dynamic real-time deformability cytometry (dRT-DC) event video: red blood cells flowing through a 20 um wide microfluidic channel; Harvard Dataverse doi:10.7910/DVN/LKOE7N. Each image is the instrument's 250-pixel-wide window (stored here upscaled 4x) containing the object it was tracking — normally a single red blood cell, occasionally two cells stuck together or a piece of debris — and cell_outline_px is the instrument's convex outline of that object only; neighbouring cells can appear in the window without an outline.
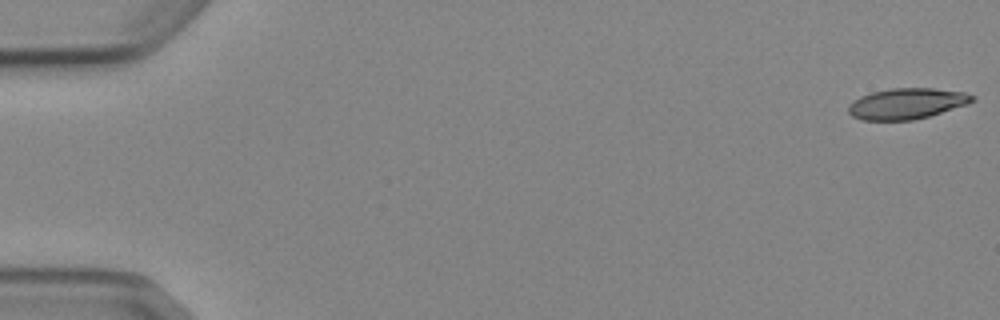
{"species": "Egyptian fruit bat (a non-hibernating species)", "species_latin": "Rousettus aegyptiacus", "temperature_condition": "cold", "stored_images_in_passage": 6, "camera_frame_rate_fps": 3000, "um_per_image_px": 0.085, "animal": {"sex": "female"}, "frame": {"image": 1, "passage_image": 1, "time_ms": 0.0, "image_size_px": [1000, 320], "cell_outline_px": [[976, 100], [968, 104], [928, 116], [912, 120], [860, 120], [852, 116], [848, 112], [848, 104], [860, 96], [872, 92], [892, 88], [932, 88], [964, 92], [976, 96]], "centroid_in_image_um": [77.07, 8.8], "position_along_channel_um": 7.9, "area_um2": 22.31}}
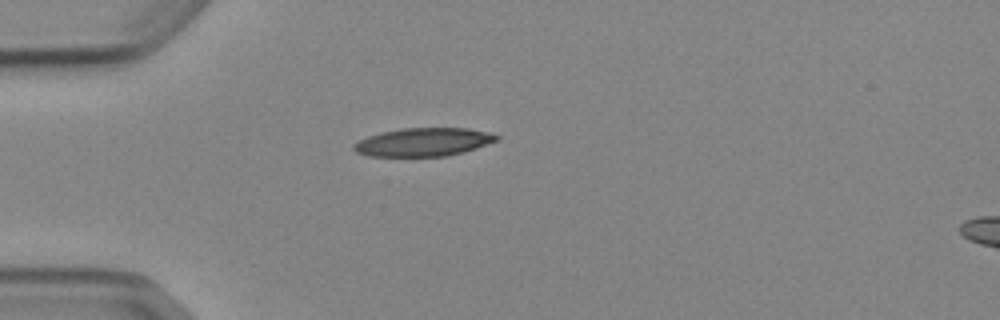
{"frame": {"image": 2, "passage_image": 5, "time_ms": 4.667, "image_size_px": [1000, 320], "cell_outline_px": [[500, 140], [476, 148], [448, 156], [368, 156], [356, 152], [352, 148], [352, 144], [368, 136], [380, 132], [404, 128], [468, 128], [488, 132], [500, 136]], "centroid_in_image_um": [36.0, 12.07], "position_along_channel_um": 49.0, "area_um2": 23.64}}